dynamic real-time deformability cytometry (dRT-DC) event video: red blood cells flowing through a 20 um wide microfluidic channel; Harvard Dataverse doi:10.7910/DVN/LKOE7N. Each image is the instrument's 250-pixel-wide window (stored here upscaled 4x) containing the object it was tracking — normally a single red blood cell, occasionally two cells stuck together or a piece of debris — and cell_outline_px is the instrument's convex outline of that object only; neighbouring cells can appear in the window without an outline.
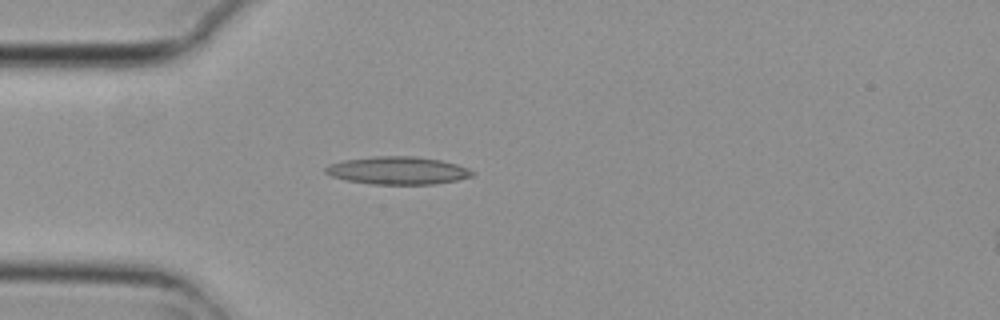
{"species": "common noctule bat (a hibernating species)", "species_latin": "Nyctalus noctula", "temperature_condition": "cold", "stored_images_in_passage": 2, "camera_frame_rate_fps": 3000, "um_per_image_px": 0.085, "animal": {"sex": "female", "body_mass_g": 29.2, "forearm_length_mm": 56.3}, "frame": {"image": 1, "passage_image": 2, "time_ms": 0.333, "image_size_px": [1000, 320], "cell_outline_px": [[476, 172], [472, 176], [456, 180], [432, 184], [372, 184], [344, 180], [332, 176], [324, 172], [324, 168], [328, 164], [344, 160], [376, 156], [416, 156], [440, 160], [456, 164], [468, 168]], "centroid_in_image_um": [33.79, 14.49], "position_along_channel_um": 51.2, "area_um2": 23.76}}